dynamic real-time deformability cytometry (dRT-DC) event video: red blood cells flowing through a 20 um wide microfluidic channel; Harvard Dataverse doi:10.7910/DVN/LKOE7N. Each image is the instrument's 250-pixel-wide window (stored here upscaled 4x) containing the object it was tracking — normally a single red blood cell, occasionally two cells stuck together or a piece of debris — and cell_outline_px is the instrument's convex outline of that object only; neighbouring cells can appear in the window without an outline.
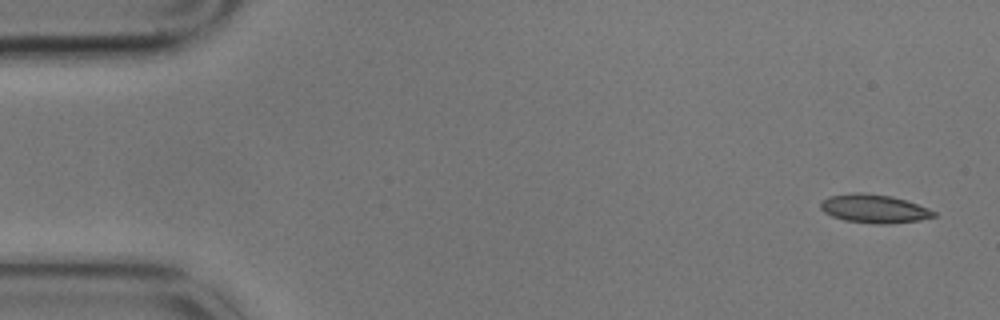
{"species": "common noctule bat (a hibernating species)", "species_latin": "Nyctalus noctula", "temperature_condition": "cold", "stored_images_in_passage": 14, "camera_frame_rate_fps": 3000, "um_per_image_px": 0.085, "animal": {"sex": "male", "body_mass_g": 17.9}, "frame": {"image": 1, "passage_image": 1, "time_ms": 0.0, "image_size_px": [1000, 320], "cell_outline_px": [[936, 216], [920, 220], [888, 224], [876, 224], [844, 220], [832, 216], [824, 212], [820, 208], [820, 200], [828, 196], [856, 192], [860, 192], [892, 196], [928, 208], [936, 212]], "centroid_in_image_um": [74.26, 17.74], "position_along_channel_um": 10.7, "area_um2": 18.84}}
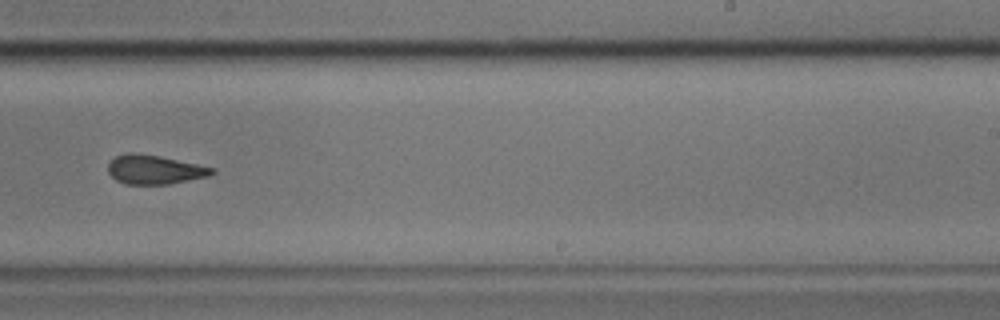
{"frame": {"image": 2, "passage_image": 9, "time_ms": 2.667, "image_size_px": [1000, 320], "cell_outline_px": [[216, 172], [208, 176], [168, 184], [124, 184], [116, 180], [108, 172], [108, 164], [116, 156], [128, 152], [136, 152], [160, 156], [216, 168]], "centroid_in_image_um": [13.13, 14.41], "position_along_channel_um": 275.9, "area_um2": 17.63}}
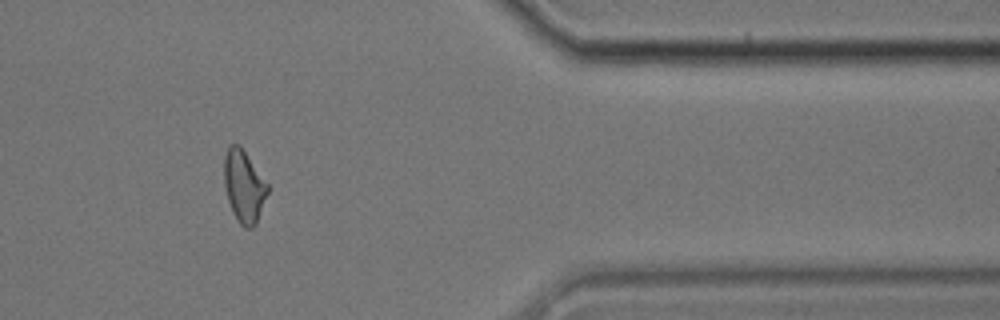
{"frame": {"image": 3, "passage_image": 12, "time_ms": 3.667, "image_size_px": [1000, 320], "cell_outline_px": [[268, 192], [256, 224], [252, 228], [244, 228], [240, 224], [232, 212], [228, 200], [224, 184], [224, 156], [228, 144], [240, 144], [268, 184]], "centroid_in_image_um": [20.72, 15.81], "position_along_channel_um": 390.7, "area_um2": 18.38}}